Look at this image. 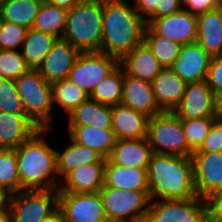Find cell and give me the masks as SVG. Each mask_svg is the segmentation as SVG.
<instances>
[{"instance_id": "47", "label": "cell", "mask_w": 222, "mask_h": 222, "mask_svg": "<svg viewBox=\"0 0 222 222\" xmlns=\"http://www.w3.org/2000/svg\"><path fill=\"white\" fill-rule=\"evenodd\" d=\"M10 193L4 189H0V212L5 211L9 207Z\"/></svg>"}, {"instance_id": "49", "label": "cell", "mask_w": 222, "mask_h": 222, "mask_svg": "<svg viewBox=\"0 0 222 222\" xmlns=\"http://www.w3.org/2000/svg\"><path fill=\"white\" fill-rule=\"evenodd\" d=\"M44 222H66L64 215L59 211L56 210L48 219Z\"/></svg>"}, {"instance_id": "50", "label": "cell", "mask_w": 222, "mask_h": 222, "mask_svg": "<svg viewBox=\"0 0 222 222\" xmlns=\"http://www.w3.org/2000/svg\"><path fill=\"white\" fill-rule=\"evenodd\" d=\"M0 222H12V216L9 207L5 211L0 212Z\"/></svg>"}, {"instance_id": "44", "label": "cell", "mask_w": 222, "mask_h": 222, "mask_svg": "<svg viewBox=\"0 0 222 222\" xmlns=\"http://www.w3.org/2000/svg\"><path fill=\"white\" fill-rule=\"evenodd\" d=\"M182 9V0H158L156 18L172 15Z\"/></svg>"}, {"instance_id": "1", "label": "cell", "mask_w": 222, "mask_h": 222, "mask_svg": "<svg viewBox=\"0 0 222 222\" xmlns=\"http://www.w3.org/2000/svg\"><path fill=\"white\" fill-rule=\"evenodd\" d=\"M146 25L127 0H103L100 52L120 60L143 42Z\"/></svg>"}, {"instance_id": "4", "label": "cell", "mask_w": 222, "mask_h": 222, "mask_svg": "<svg viewBox=\"0 0 222 222\" xmlns=\"http://www.w3.org/2000/svg\"><path fill=\"white\" fill-rule=\"evenodd\" d=\"M103 0H81L68 9L62 38L80 52H100Z\"/></svg>"}, {"instance_id": "21", "label": "cell", "mask_w": 222, "mask_h": 222, "mask_svg": "<svg viewBox=\"0 0 222 222\" xmlns=\"http://www.w3.org/2000/svg\"><path fill=\"white\" fill-rule=\"evenodd\" d=\"M119 64L127 75L148 82H152L163 68L144 41L126 53Z\"/></svg>"}, {"instance_id": "3", "label": "cell", "mask_w": 222, "mask_h": 222, "mask_svg": "<svg viewBox=\"0 0 222 222\" xmlns=\"http://www.w3.org/2000/svg\"><path fill=\"white\" fill-rule=\"evenodd\" d=\"M147 178L151 200H186L197 196L192 157L153 152Z\"/></svg>"}, {"instance_id": "2", "label": "cell", "mask_w": 222, "mask_h": 222, "mask_svg": "<svg viewBox=\"0 0 222 222\" xmlns=\"http://www.w3.org/2000/svg\"><path fill=\"white\" fill-rule=\"evenodd\" d=\"M52 129H39L28 140L17 146L19 191L58 189L56 149L46 141Z\"/></svg>"}, {"instance_id": "31", "label": "cell", "mask_w": 222, "mask_h": 222, "mask_svg": "<svg viewBox=\"0 0 222 222\" xmlns=\"http://www.w3.org/2000/svg\"><path fill=\"white\" fill-rule=\"evenodd\" d=\"M68 9L43 1L32 25L33 29L62 38L66 27Z\"/></svg>"}, {"instance_id": "42", "label": "cell", "mask_w": 222, "mask_h": 222, "mask_svg": "<svg viewBox=\"0 0 222 222\" xmlns=\"http://www.w3.org/2000/svg\"><path fill=\"white\" fill-rule=\"evenodd\" d=\"M222 0H182V8L193 14H200L216 9Z\"/></svg>"}, {"instance_id": "39", "label": "cell", "mask_w": 222, "mask_h": 222, "mask_svg": "<svg viewBox=\"0 0 222 222\" xmlns=\"http://www.w3.org/2000/svg\"><path fill=\"white\" fill-rule=\"evenodd\" d=\"M28 28L0 20V49L20 50Z\"/></svg>"}, {"instance_id": "48", "label": "cell", "mask_w": 222, "mask_h": 222, "mask_svg": "<svg viewBox=\"0 0 222 222\" xmlns=\"http://www.w3.org/2000/svg\"><path fill=\"white\" fill-rule=\"evenodd\" d=\"M126 222H153L151 215L146 212L140 215H137Z\"/></svg>"}, {"instance_id": "52", "label": "cell", "mask_w": 222, "mask_h": 222, "mask_svg": "<svg viewBox=\"0 0 222 222\" xmlns=\"http://www.w3.org/2000/svg\"><path fill=\"white\" fill-rule=\"evenodd\" d=\"M7 0H0V4H2V3H4V2H6Z\"/></svg>"}, {"instance_id": "8", "label": "cell", "mask_w": 222, "mask_h": 222, "mask_svg": "<svg viewBox=\"0 0 222 222\" xmlns=\"http://www.w3.org/2000/svg\"><path fill=\"white\" fill-rule=\"evenodd\" d=\"M108 222H126L146 213L151 199L149 190H121L103 185L99 191Z\"/></svg>"}, {"instance_id": "51", "label": "cell", "mask_w": 222, "mask_h": 222, "mask_svg": "<svg viewBox=\"0 0 222 222\" xmlns=\"http://www.w3.org/2000/svg\"><path fill=\"white\" fill-rule=\"evenodd\" d=\"M208 222H222V218L216 216H208Z\"/></svg>"}, {"instance_id": "28", "label": "cell", "mask_w": 222, "mask_h": 222, "mask_svg": "<svg viewBox=\"0 0 222 222\" xmlns=\"http://www.w3.org/2000/svg\"><path fill=\"white\" fill-rule=\"evenodd\" d=\"M68 137L76 143L96 150L104 158H108L115 145L112 129H97L92 126H68Z\"/></svg>"}, {"instance_id": "36", "label": "cell", "mask_w": 222, "mask_h": 222, "mask_svg": "<svg viewBox=\"0 0 222 222\" xmlns=\"http://www.w3.org/2000/svg\"><path fill=\"white\" fill-rule=\"evenodd\" d=\"M219 117H205L181 120L187 145L192 150H197L207 137L212 124Z\"/></svg>"}, {"instance_id": "33", "label": "cell", "mask_w": 222, "mask_h": 222, "mask_svg": "<svg viewBox=\"0 0 222 222\" xmlns=\"http://www.w3.org/2000/svg\"><path fill=\"white\" fill-rule=\"evenodd\" d=\"M52 86V103L69 115L78 105L89 98V94L69 79L56 81Z\"/></svg>"}, {"instance_id": "19", "label": "cell", "mask_w": 222, "mask_h": 222, "mask_svg": "<svg viewBox=\"0 0 222 222\" xmlns=\"http://www.w3.org/2000/svg\"><path fill=\"white\" fill-rule=\"evenodd\" d=\"M151 83L158 107L163 112H173L181 103L186 82L170 67H163Z\"/></svg>"}, {"instance_id": "30", "label": "cell", "mask_w": 222, "mask_h": 222, "mask_svg": "<svg viewBox=\"0 0 222 222\" xmlns=\"http://www.w3.org/2000/svg\"><path fill=\"white\" fill-rule=\"evenodd\" d=\"M44 0H7L0 4V20L32 28Z\"/></svg>"}, {"instance_id": "40", "label": "cell", "mask_w": 222, "mask_h": 222, "mask_svg": "<svg viewBox=\"0 0 222 222\" xmlns=\"http://www.w3.org/2000/svg\"><path fill=\"white\" fill-rule=\"evenodd\" d=\"M206 81L215 98L222 103V55L211 58Z\"/></svg>"}, {"instance_id": "27", "label": "cell", "mask_w": 222, "mask_h": 222, "mask_svg": "<svg viewBox=\"0 0 222 222\" xmlns=\"http://www.w3.org/2000/svg\"><path fill=\"white\" fill-rule=\"evenodd\" d=\"M69 139L71 143L64 150L56 149L57 176L60 180L79 166L106 161L96 150L76 143L71 137Z\"/></svg>"}, {"instance_id": "12", "label": "cell", "mask_w": 222, "mask_h": 222, "mask_svg": "<svg viewBox=\"0 0 222 222\" xmlns=\"http://www.w3.org/2000/svg\"><path fill=\"white\" fill-rule=\"evenodd\" d=\"M181 120L220 117L221 103L206 80L186 83L181 103L173 111Z\"/></svg>"}, {"instance_id": "24", "label": "cell", "mask_w": 222, "mask_h": 222, "mask_svg": "<svg viewBox=\"0 0 222 222\" xmlns=\"http://www.w3.org/2000/svg\"><path fill=\"white\" fill-rule=\"evenodd\" d=\"M39 129L26 114L0 111V149L16 148Z\"/></svg>"}, {"instance_id": "11", "label": "cell", "mask_w": 222, "mask_h": 222, "mask_svg": "<svg viewBox=\"0 0 222 222\" xmlns=\"http://www.w3.org/2000/svg\"><path fill=\"white\" fill-rule=\"evenodd\" d=\"M58 210L66 222H108L99 192L58 191Z\"/></svg>"}, {"instance_id": "46", "label": "cell", "mask_w": 222, "mask_h": 222, "mask_svg": "<svg viewBox=\"0 0 222 222\" xmlns=\"http://www.w3.org/2000/svg\"><path fill=\"white\" fill-rule=\"evenodd\" d=\"M47 3L57 5L66 9H71L73 6L78 4L81 0H44Z\"/></svg>"}, {"instance_id": "32", "label": "cell", "mask_w": 222, "mask_h": 222, "mask_svg": "<svg viewBox=\"0 0 222 222\" xmlns=\"http://www.w3.org/2000/svg\"><path fill=\"white\" fill-rule=\"evenodd\" d=\"M123 92V68L119 64L93 89L89 98L109 106L120 104Z\"/></svg>"}, {"instance_id": "34", "label": "cell", "mask_w": 222, "mask_h": 222, "mask_svg": "<svg viewBox=\"0 0 222 222\" xmlns=\"http://www.w3.org/2000/svg\"><path fill=\"white\" fill-rule=\"evenodd\" d=\"M163 67H171L177 58L181 44L156 34L146 25L144 40Z\"/></svg>"}, {"instance_id": "14", "label": "cell", "mask_w": 222, "mask_h": 222, "mask_svg": "<svg viewBox=\"0 0 222 222\" xmlns=\"http://www.w3.org/2000/svg\"><path fill=\"white\" fill-rule=\"evenodd\" d=\"M148 26L156 34L181 45L197 42V15L183 8L172 15L153 19Z\"/></svg>"}, {"instance_id": "20", "label": "cell", "mask_w": 222, "mask_h": 222, "mask_svg": "<svg viewBox=\"0 0 222 222\" xmlns=\"http://www.w3.org/2000/svg\"><path fill=\"white\" fill-rule=\"evenodd\" d=\"M112 130L116 139H143L149 117L123 104L111 106Z\"/></svg>"}, {"instance_id": "43", "label": "cell", "mask_w": 222, "mask_h": 222, "mask_svg": "<svg viewBox=\"0 0 222 222\" xmlns=\"http://www.w3.org/2000/svg\"><path fill=\"white\" fill-rule=\"evenodd\" d=\"M132 4L137 13L146 21L148 25L153 19H156V8L158 0H133Z\"/></svg>"}, {"instance_id": "22", "label": "cell", "mask_w": 222, "mask_h": 222, "mask_svg": "<svg viewBox=\"0 0 222 222\" xmlns=\"http://www.w3.org/2000/svg\"><path fill=\"white\" fill-rule=\"evenodd\" d=\"M152 153L146 138L116 139L108 159L124 167L147 169Z\"/></svg>"}, {"instance_id": "6", "label": "cell", "mask_w": 222, "mask_h": 222, "mask_svg": "<svg viewBox=\"0 0 222 222\" xmlns=\"http://www.w3.org/2000/svg\"><path fill=\"white\" fill-rule=\"evenodd\" d=\"M146 139L154 153L192 157L182 121L174 112H161L149 118Z\"/></svg>"}, {"instance_id": "13", "label": "cell", "mask_w": 222, "mask_h": 222, "mask_svg": "<svg viewBox=\"0 0 222 222\" xmlns=\"http://www.w3.org/2000/svg\"><path fill=\"white\" fill-rule=\"evenodd\" d=\"M192 161L197 196L206 200L222 187V152H193Z\"/></svg>"}, {"instance_id": "10", "label": "cell", "mask_w": 222, "mask_h": 222, "mask_svg": "<svg viewBox=\"0 0 222 222\" xmlns=\"http://www.w3.org/2000/svg\"><path fill=\"white\" fill-rule=\"evenodd\" d=\"M119 65L117 57L102 52H81L68 79L89 95L95 86Z\"/></svg>"}, {"instance_id": "23", "label": "cell", "mask_w": 222, "mask_h": 222, "mask_svg": "<svg viewBox=\"0 0 222 222\" xmlns=\"http://www.w3.org/2000/svg\"><path fill=\"white\" fill-rule=\"evenodd\" d=\"M197 42L211 57L222 55V4L197 15Z\"/></svg>"}, {"instance_id": "25", "label": "cell", "mask_w": 222, "mask_h": 222, "mask_svg": "<svg viewBox=\"0 0 222 222\" xmlns=\"http://www.w3.org/2000/svg\"><path fill=\"white\" fill-rule=\"evenodd\" d=\"M104 185L127 191L149 190L147 169L124 167L112 163L107 158Z\"/></svg>"}, {"instance_id": "7", "label": "cell", "mask_w": 222, "mask_h": 222, "mask_svg": "<svg viewBox=\"0 0 222 222\" xmlns=\"http://www.w3.org/2000/svg\"><path fill=\"white\" fill-rule=\"evenodd\" d=\"M12 222H44L58 210V189L21 190L10 195Z\"/></svg>"}, {"instance_id": "45", "label": "cell", "mask_w": 222, "mask_h": 222, "mask_svg": "<svg viewBox=\"0 0 222 222\" xmlns=\"http://www.w3.org/2000/svg\"><path fill=\"white\" fill-rule=\"evenodd\" d=\"M209 216L222 218V187L217 189L207 199Z\"/></svg>"}, {"instance_id": "29", "label": "cell", "mask_w": 222, "mask_h": 222, "mask_svg": "<svg viewBox=\"0 0 222 222\" xmlns=\"http://www.w3.org/2000/svg\"><path fill=\"white\" fill-rule=\"evenodd\" d=\"M56 39L39 30L28 29L20 51L30 69L38 70Z\"/></svg>"}, {"instance_id": "9", "label": "cell", "mask_w": 222, "mask_h": 222, "mask_svg": "<svg viewBox=\"0 0 222 222\" xmlns=\"http://www.w3.org/2000/svg\"><path fill=\"white\" fill-rule=\"evenodd\" d=\"M157 200H151L147 211L153 222H208V204L203 198Z\"/></svg>"}, {"instance_id": "15", "label": "cell", "mask_w": 222, "mask_h": 222, "mask_svg": "<svg viewBox=\"0 0 222 222\" xmlns=\"http://www.w3.org/2000/svg\"><path fill=\"white\" fill-rule=\"evenodd\" d=\"M80 53L69 41L58 38L53 43L38 71L50 84L68 79L71 68Z\"/></svg>"}, {"instance_id": "38", "label": "cell", "mask_w": 222, "mask_h": 222, "mask_svg": "<svg viewBox=\"0 0 222 222\" xmlns=\"http://www.w3.org/2000/svg\"><path fill=\"white\" fill-rule=\"evenodd\" d=\"M0 111L25 114L14 80L0 78Z\"/></svg>"}, {"instance_id": "16", "label": "cell", "mask_w": 222, "mask_h": 222, "mask_svg": "<svg viewBox=\"0 0 222 222\" xmlns=\"http://www.w3.org/2000/svg\"><path fill=\"white\" fill-rule=\"evenodd\" d=\"M211 58L198 42L184 44L170 68L186 83L200 82L206 80Z\"/></svg>"}, {"instance_id": "26", "label": "cell", "mask_w": 222, "mask_h": 222, "mask_svg": "<svg viewBox=\"0 0 222 222\" xmlns=\"http://www.w3.org/2000/svg\"><path fill=\"white\" fill-rule=\"evenodd\" d=\"M68 126H92L97 129H112L111 106L88 98L68 115Z\"/></svg>"}, {"instance_id": "41", "label": "cell", "mask_w": 222, "mask_h": 222, "mask_svg": "<svg viewBox=\"0 0 222 222\" xmlns=\"http://www.w3.org/2000/svg\"><path fill=\"white\" fill-rule=\"evenodd\" d=\"M193 152H222V115L212 124L202 145Z\"/></svg>"}, {"instance_id": "17", "label": "cell", "mask_w": 222, "mask_h": 222, "mask_svg": "<svg viewBox=\"0 0 222 222\" xmlns=\"http://www.w3.org/2000/svg\"><path fill=\"white\" fill-rule=\"evenodd\" d=\"M121 104L153 117L163 112L157 105L152 83L127 75L123 70V92Z\"/></svg>"}, {"instance_id": "35", "label": "cell", "mask_w": 222, "mask_h": 222, "mask_svg": "<svg viewBox=\"0 0 222 222\" xmlns=\"http://www.w3.org/2000/svg\"><path fill=\"white\" fill-rule=\"evenodd\" d=\"M0 189L10 194L19 191V175L15 149H0Z\"/></svg>"}, {"instance_id": "37", "label": "cell", "mask_w": 222, "mask_h": 222, "mask_svg": "<svg viewBox=\"0 0 222 222\" xmlns=\"http://www.w3.org/2000/svg\"><path fill=\"white\" fill-rule=\"evenodd\" d=\"M29 70L20 50L0 49V78L16 80Z\"/></svg>"}, {"instance_id": "18", "label": "cell", "mask_w": 222, "mask_h": 222, "mask_svg": "<svg viewBox=\"0 0 222 222\" xmlns=\"http://www.w3.org/2000/svg\"><path fill=\"white\" fill-rule=\"evenodd\" d=\"M106 161L79 166L67 173L60 181L58 191L96 193L104 185Z\"/></svg>"}, {"instance_id": "5", "label": "cell", "mask_w": 222, "mask_h": 222, "mask_svg": "<svg viewBox=\"0 0 222 222\" xmlns=\"http://www.w3.org/2000/svg\"><path fill=\"white\" fill-rule=\"evenodd\" d=\"M14 81L26 116L40 129H53L51 84L33 69Z\"/></svg>"}]
</instances>
